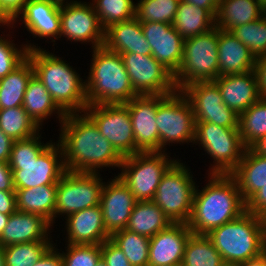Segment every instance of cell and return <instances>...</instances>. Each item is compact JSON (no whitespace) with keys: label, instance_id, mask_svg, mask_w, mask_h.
<instances>
[{"label":"cell","instance_id":"6da1fadb","mask_svg":"<svg viewBox=\"0 0 266 266\" xmlns=\"http://www.w3.org/2000/svg\"><path fill=\"white\" fill-rule=\"evenodd\" d=\"M60 127L57 142L63 151L66 171L100 173L109 166L120 169L123 157L85 112L66 114Z\"/></svg>","mask_w":266,"mask_h":266},{"label":"cell","instance_id":"7a4b0ae2","mask_svg":"<svg viewBox=\"0 0 266 266\" xmlns=\"http://www.w3.org/2000/svg\"><path fill=\"white\" fill-rule=\"evenodd\" d=\"M207 175L208 183L201 190L196 186L192 213L187 223L196 235H206L246 211V203L231 175Z\"/></svg>","mask_w":266,"mask_h":266},{"label":"cell","instance_id":"3957f363","mask_svg":"<svg viewBox=\"0 0 266 266\" xmlns=\"http://www.w3.org/2000/svg\"><path fill=\"white\" fill-rule=\"evenodd\" d=\"M40 132L14 141L8 164L14 189H27L58 183L64 174L63 151L59 142H41Z\"/></svg>","mask_w":266,"mask_h":266},{"label":"cell","instance_id":"277c9868","mask_svg":"<svg viewBox=\"0 0 266 266\" xmlns=\"http://www.w3.org/2000/svg\"><path fill=\"white\" fill-rule=\"evenodd\" d=\"M34 76L41 81L56 105L65 113H82L88 106L85 80L63 57L44 50L38 44H25ZM39 47V48H38Z\"/></svg>","mask_w":266,"mask_h":266},{"label":"cell","instance_id":"5b68a950","mask_svg":"<svg viewBox=\"0 0 266 266\" xmlns=\"http://www.w3.org/2000/svg\"><path fill=\"white\" fill-rule=\"evenodd\" d=\"M85 89L88 105L125 104L138 96L132 88L122 56L104 45L92 51Z\"/></svg>","mask_w":266,"mask_h":266},{"label":"cell","instance_id":"8992f818","mask_svg":"<svg viewBox=\"0 0 266 266\" xmlns=\"http://www.w3.org/2000/svg\"><path fill=\"white\" fill-rule=\"evenodd\" d=\"M206 236L225 264L238 265L259 256L265 249L261 218L248 211L212 229Z\"/></svg>","mask_w":266,"mask_h":266},{"label":"cell","instance_id":"52a82bcc","mask_svg":"<svg viewBox=\"0 0 266 266\" xmlns=\"http://www.w3.org/2000/svg\"><path fill=\"white\" fill-rule=\"evenodd\" d=\"M218 35L215 26L206 33L184 39L183 59L173 75L178 91L195 82L218 78Z\"/></svg>","mask_w":266,"mask_h":266},{"label":"cell","instance_id":"ba28073f","mask_svg":"<svg viewBox=\"0 0 266 266\" xmlns=\"http://www.w3.org/2000/svg\"><path fill=\"white\" fill-rule=\"evenodd\" d=\"M190 170L177 159L162 176L152 199L172 223L187 224L190 219L196 189Z\"/></svg>","mask_w":266,"mask_h":266},{"label":"cell","instance_id":"9c48e42d","mask_svg":"<svg viewBox=\"0 0 266 266\" xmlns=\"http://www.w3.org/2000/svg\"><path fill=\"white\" fill-rule=\"evenodd\" d=\"M195 143L213 160L208 174L230 175L246 149L238 128L221 127L210 122H195L193 145Z\"/></svg>","mask_w":266,"mask_h":266},{"label":"cell","instance_id":"30bf717a","mask_svg":"<svg viewBox=\"0 0 266 266\" xmlns=\"http://www.w3.org/2000/svg\"><path fill=\"white\" fill-rule=\"evenodd\" d=\"M167 152L137 153L123 158L117 176L137 201H152L162 176L177 160Z\"/></svg>","mask_w":266,"mask_h":266},{"label":"cell","instance_id":"8fae6325","mask_svg":"<svg viewBox=\"0 0 266 266\" xmlns=\"http://www.w3.org/2000/svg\"><path fill=\"white\" fill-rule=\"evenodd\" d=\"M160 152H166L172 143L189 144L195 138V117L192 106L185 95L176 90L168 94L159 104L156 113ZM189 142V143H188Z\"/></svg>","mask_w":266,"mask_h":266},{"label":"cell","instance_id":"7c38bea8","mask_svg":"<svg viewBox=\"0 0 266 266\" xmlns=\"http://www.w3.org/2000/svg\"><path fill=\"white\" fill-rule=\"evenodd\" d=\"M100 173L65 171L56 191L55 219L98 206L105 181Z\"/></svg>","mask_w":266,"mask_h":266},{"label":"cell","instance_id":"4fadbf2b","mask_svg":"<svg viewBox=\"0 0 266 266\" xmlns=\"http://www.w3.org/2000/svg\"><path fill=\"white\" fill-rule=\"evenodd\" d=\"M84 112L123 158L135 154L133 126L125 104L88 105Z\"/></svg>","mask_w":266,"mask_h":266},{"label":"cell","instance_id":"5bb4252c","mask_svg":"<svg viewBox=\"0 0 266 266\" xmlns=\"http://www.w3.org/2000/svg\"><path fill=\"white\" fill-rule=\"evenodd\" d=\"M132 88L138 95H168L177 88L173 74L152 55L120 54Z\"/></svg>","mask_w":266,"mask_h":266},{"label":"cell","instance_id":"9a60e30c","mask_svg":"<svg viewBox=\"0 0 266 266\" xmlns=\"http://www.w3.org/2000/svg\"><path fill=\"white\" fill-rule=\"evenodd\" d=\"M181 92L192 106L195 122L238 128L239 115L224 104L220 89L214 81L195 82Z\"/></svg>","mask_w":266,"mask_h":266},{"label":"cell","instance_id":"2e32d148","mask_svg":"<svg viewBox=\"0 0 266 266\" xmlns=\"http://www.w3.org/2000/svg\"><path fill=\"white\" fill-rule=\"evenodd\" d=\"M77 2L60 6V38L82 44H91L92 48L103 46L105 30L102 28L92 3Z\"/></svg>","mask_w":266,"mask_h":266},{"label":"cell","instance_id":"e0dca14e","mask_svg":"<svg viewBox=\"0 0 266 266\" xmlns=\"http://www.w3.org/2000/svg\"><path fill=\"white\" fill-rule=\"evenodd\" d=\"M167 95H138L125 103L130 113L135 138V154L160 152L156 124L158 104Z\"/></svg>","mask_w":266,"mask_h":266},{"label":"cell","instance_id":"ac0fdd59","mask_svg":"<svg viewBox=\"0 0 266 266\" xmlns=\"http://www.w3.org/2000/svg\"><path fill=\"white\" fill-rule=\"evenodd\" d=\"M136 202L135 196L118 176L104 183L99 205L110 236L126 228Z\"/></svg>","mask_w":266,"mask_h":266},{"label":"cell","instance_id":"d6986e66","mask_svg":"<svg viewBox=\"0 0 266 266\" xmlns=\"http://www.w3.org/2000/svg\"><path fill=\"white\" fill-rule=\"evenodd\" d=\"M151 55L173 75L178 71L184 49V38L170 23H141Z\"/></svg>","mask_w":266,"mask_h":266},{"label":"cell","instance_id":"ffe728a7","mask_svg":"<svg viewBox=\"0 0 266 266\" xmlns=\"http://www.w3.org/2000/svg\"><path fill=\"white\" fill-rule=\"evenodd\" d=\"M18 19L22 21L27 32L29 31L35 38L53 39L51 42H56L55 40L60 38V6L49 0H29L16 19L6 26L14 28L18 24Z\"/></svg>","mask_w":266,"mask_h":266},{"label":"cell","instance_id":"44dd1931","mask_svg":"<svg viewBox=\"0 0 266 266\" xmlns=\"http://www.w3.org/2000/svg\"><path fill=\"white\" fill-rule=\"evenodd\" d=\"M192 234L185 223H172L158 232L150 238L148 264L181 266L186 243Z\"/></svg>","mask_w":266,"mask_h":266},{"label":"cell","instance_id":"7402d4cb","mask_svg":"<svg viewBox=\"0 0 266 266\" xmlns=\"http://www.w3.org/2000/svg\"><path fill=\"white\" fill-rule=\"evenodd\" d=\"M64 219L67 244L101 245L110 239L100 205L72 213Z\"/></svg>","mask_w":266,"mask_h":266},{"label":"cell","instance_id":"603a6c76","mask_svg":"<svg viewBox=\"0 0 266 266\" xmlns=\"http://www.w3.org/2000/svg\"><path fill=\"white\" fill-rule=\"evenodd\" d=\"M52 224L43 216L17 210L12 213L0 237V245L10 246L34 241H53Z\"/></svg>","mask_w":266,"mask_h":266},{"label":"cell","instance_id":"cb8c5ba5","mask_svg":"<svg viewBox=\"0 0 266 266\" xmlns=\"http://www.w3.org/2000/svg\"><path fill=\"white\" fill-rule=\"evenodd\" d=\"M214 82L220 89L224 104L238 115L261 99L253 70L219 76Z\"/></svg>","mask_w":266,"mask_h":266},{"label":"cell","instance_id":"d4e9b609","mask_svg":"<svg viewBox=\"0 0 266 266\" xmlns=\"http://www.w3.org/2000/svg\"><path fill=\"white\" fill-rule=\"evenodd\" d=\"M256 58L232 32L219 29L218 77L254 70Z\"/></svg>","mask_w":266,"mask_h":266},{"label":"cell","instance_id":"484cf974","mask_svg":"<svg viewBox=\"0 0 266 266\" xmlns=\"http://www.w3.org/2000/svg\"><path fill=\"white\" fill-rule=\"evenodd\" d=\"M103 45L119 54L151 55V48L144 36L141 22L136 17L107 28Z\"/></svg>","mask_w":266,"mask_h":266},{"label":"cell","instance_id":"4316f807","mask_svg":"<svg viewBox=\"0 0 266 266\" xmlns=\"http://www.w3.org/2000/svg\"><path fill=\"white\" fill-rule=\"evenodd\" d=\"M237 182L246 203L266 184V157L246 148L241 161L230 174Z\"/></svg>","mask_w":266,"mask_h":266},{"label":"cell","instance_id":"83f0119b","mask_svg":"<svg viewBox=\"0 0 266 266\" xmlns=\"http://www.w3.org/2000/svg\"><path fill=\"white\" fill-rule=\"evenodd\" d=\"M57 184H47L27 189H15L17 210L43 216L55 226Z\"/></svg>","mask_w":266,"mask_h":266},{"label":"cell","instance_id":"f1b7e54d","mask_svg":"<svg viewBox=\"0 0 266 266\" xmlns=\"http://www.w3.org/2000/svg\"><path fill=\"white\" fill-rule=\"evenodd\" d=\"M23 109L29 114L34 122L42 129L43 122L52 115L58 116L61 123L66 114L56 105L44 84L35 76L31 78L24 94ZM50 116V117H49Z\"/></svg>","mask_w":266,"mask_h":266},{"label":"cell","instance_id":"f546056e","mask_svg":"<svg viewBox=\"0 0 266 266\" xmlns=\"http://www.w3.org/2000/svg\"><path fill=\"white\" fill-rule=\"evenodd\" d=\"M264 9L258 0H221L216 27L231 32L234 28L260 19Z\"/></svg>","mask_w":266,"mask_h":266},{"label":"cell","instance_id":"4dcf8cb0","mask_svg":"<svg viewBox=\"0 0 266 266\" xmlns=\"http://www.w3.org/2000/svg\"><path fill=\"white\" fill-rule=\"evenodd\" d=\"M172 224L153 201H137L125 229L151 238Z\"/></svg>","mask_w":266,"mask_h":266},{"label":"cell","instance_id":"1f68e13d","mask_svg":"<svg viewBox=\"0 0 266 266\" xmlns=\"http://www.w3.org/2000/svg\"><path fill=\"white\" fill-rule=\"evenodd\" d=\"M172 25L184 39H187L214 28L216 17L208 9L181 0Z\"/></svg>","mask_w":266,"mask_h":266},{"label":"cell","instance_id":"d6a6232c","mask_svg":"<svg viewBox=\"0 0 266 266\" xmlns=\"http://www.w3.org/2000/svg\"><path fill=\"white\" fill-rule=\"evenodd\" d=\"M33 76V65L26 58L16 69L0 79V110L22 106L27 85Z\"/></svg>","mask_w":266,"mask_h":266},{"label":"cell","instance_id":"836d02e7","mask_svg":"<svg viewBox=\"0 0 266 266\" xmlns=\"http://www.w3.org/2000/svg\"><path fill=\"white\" fill-rule=\"evenodd\" d=\"M222 256L206 235L192 234L185 246L181 266H225Z\"/></svg>","mask_w":266,"mask_h":266},{"label":"cell","instance_id":"e575fe53","mask_svg":"<svg viewBox=\"0 0 266 266\" xmlns=\"http://www.w3.org/2000/svg\"><path fill=\"white\" fill-rule=\"evenodd\" d=\"M238 130L246 148L266 135V98H261L239 114Z\"/></svg>","mask_w":266,"mask_h":266},{"label":"cell","instance_id":"d590c367","mask_svg":"<svg viewBox=\"0 0 266 266\" xmlns=\"http://www.w3.org/2000/svg\"><path fill=\"white\" fill-rule=\"evenodd\" d=\"M0 129L14 141L33 137L42 130L23 106L1 109Z\"/></svg>","mask_w":266,"mask_h":266},{"label":"cell","instance_id":"8d00e7d4","mask_svg":"<svg viewBox=\"0 0 266 266\" xmlns=\"http://www.w3.org/2000/svg\"><path fill=\"white\" fill-rule=\"evenodd\" d=\"M110 240L123 251L132 266H147L150 238L123 229L113 233Z\"/></svg>","mask_w":266,"mask_h":266},{"label":"cell","instance_id":"74e56055","mask_svg":"<svg viewBox=\"0 0 266 266\" xmlns=\"http://www.w3.org/2000/svg\"><path fill=\"white\" fill-rule=\"evenodd\" d=\"M102 28L135 18L136 4L133 0H92Z\"/></svg>","mask_w":266,"mask_h":266},{"label":"cell","instance_id":"f35d334b","mask_svg":"<svg viewBox=\"0 0 266 266\" xmlns=\"http://www.w3.org/2000/svg\"><path fill=\"white\" fill-rule=\"evenodd\" d=\"M181 0H139L135 17L141 23L160 22L173 24Z\"/></svg>","mask_w":266,"mask_h":266},{"label":"cell","instance_id":"ab89813d","mask_svg":"<svg viewBox=\"0 0 266 266\" xmlns=\"http://www.w3.org/2000/svg\"><path fill=\"white\" fill-rule=\"evenodd\" d=\"M54 241H34L3 247L5 266H32L54 244Z\"/></svg>","mask_w":266,"mask_h":266},{"label":"cell","instance_id":"60d3db41","mask_svg":"<svg viewBox=\"0 0 266 266\" xmlns=\"http://www.w3.org/2000/svg\"><path fill=\"white\" fill-rule=\"evenodd\" d=\"M232 34L246 45L255 58L266 54V16L234 28Z\"/></svg>","mask_w":266,"mask_h":266},{"label":"cell","instance_id":"b9f144b4","mask_svg":"<svg viewBox=\"0 0 266 266\" xmlns=\"http://www.w3.org/2000/svg\"><path fill=\"white\" fill-rule=\"evenodd\" d=\"M65 251L63 266H95L101 258V245L67 244Z\"/></svg>","mask_w":266,"mask_h":266},{"label":"cell","instance_id":"7bdbcfd3","mask_svg":"<svg viewBox=\"0 0 266 266\" xmlns=\"http://www.w3.org/2000/svg\"><path fill=\"white\" fill-rule=\"evenodd\" d=\"M3 36L0 35V79L16 69L27 58L28 52L25 44L18 48L14 40Z\"/></svg>","mask_w":266,"mask_h":266},{"label":"cell","instance_id":"ee69618b","mask_svg":"<svg viewBox=\"0 0 266 266\" xmlns=\"http://www.w3.org/2000/svg\"><path fill=\"white\" fill-rule=\"evenodd\" d=\"M101 257L107 266H132L123 251L110 239L101 244Z\"/></svg>","mask_w":266,"mask_h":266},{"label":"cell","instance_id":"f6af8a7d","mask_svg":"<svg viewBox=\"0 0 266 266\" xmlns=\"http://www.w3.org/2000/svg\"><path fill=\"white\" fill-rule=\"evenodd\" d=\"M29 0H0V21L11 24L23 11Z\"/></svg>","mask_w":266,"mask_h":266},{"label":"cell","instance_id":"bcb514c9","mask_svg":"<svg viewBox=\"0 0 266 266\" xmlns=\"http://www.w3.org/2000/svg\"><path fill=\"white\" fill-rule=\"evenodd\" d=\"M246 211L259 217L266 213V184L246 202Z\"/></svg>","mask_w":266,"mask_h":266},{"label":"cell","instance_id":"7dc6e473","mask_svg":"<svg viewBox=\"0 0 266 266\" xmlns=\"http://www.w3.org/2000/svg\"><path fill=\"white\" fill-rule=\"evenodd\" d=\"M254 73L261 98H266V54L256 58Z\"/></svg>","mask_w":266,"mask_h":266},{"label":"cell","instance_id":"c3c4849f","mask_svg":"<svg viewBox=\"0 0 266 266\" xmlns=\"http://www.w3.org/2000/svg\"><path fill=\"white\" fill-rule=\"evenodd\" d=\"M54 245L58 247L53 244L32 266H63L62 254Z\"/></svg>","mask_w":266,"mask_h":266},{"label":"cell","instance_id":"681fc988","mask_svg":"<svg viewBox=\"0 0 266 266\" xmlns=\"http://www.w3.org/2000/svg\"><path fill=\"white\" fill-rule=\"evenodd\" d=\"M0 190L15 192L13 185L12 170L8 163L0 161Z\"/></svg>","mask_w":266,"mask_h":266},{"label":"cell","instance_id":"f907efd6","mask_svg":"<svg viewBox=\"0 0 266 266\" xmlns=\"http://www.w3.org/2000/svg\"><path fill=\"white\" fill-rule=\"evenodd\" d=\"M17 211L15 192L0 190V213L11 215Z\"/></svg>","mask_w":266,"mask_h":266},{"label":"cell","instance_id":"816d5d0a","mask_svg":"<svg viewBox=\"0 0 266 266\" xmlns=\"http://www.w3.org/2000/svg\"><path fill=\"white\" fill-rule=\"evenodd\" d=\"M14 140L0 129V161L8 163Z\"/></svg>","mask_w":266,"mask_h":266},{"label":"cell","instance_id":"f5cc1de1","mask_svg":"<svg viewBox=\"0 0 266 266\" xmlns=\"http://www.w3.org/2000/svg\"><path fill=\"white\" fill-rule=\"evenodd\" d=\"M185 2L208 9L215 17L220 6L221 0H183Z\"/></svg>","mask_w":266,"mask_h":266},{"label":"cell","instance_id":"db71d44e","mask_svg":"<svg viewBox=\"0 0 266 266\" xmlns=\"http://www.w3.org/2000/svg\"><path fill=\"white\" fill-rule=\"evenodd\" d=\"M239 266H266V248L257 257L238 264Z\"/></svg>","mask_w":266,"mask_h":266},{"label":"cell","instance_id":"11a10c76","mask_svg":"<svg viewBox=\"0 0 266 266\" xmlns=\"http://www.w3.org/2000/svg\"><path fill=\"white\" fill-rule=\"evenodd\" d=\"M250 148L254 152L266 157V135L259 138L255 143L250 146Z\"/></svg>","mask_w":266,"mask_h":266},{"label":"cell","instance_id":"9f6ffc18","mask_svg":"<svg viewBox=\"0 0 266 266\" xmlns=\"http://www.w3.org/2000/svg\"><path fill=\"white\" fill-rule=\"evenodd\" d=\"M9 217H10V215L0 213V237L3 233L4 228L7 225V221L9 219Z\"/></svg>","mask_w":266,"mask_h":266},{"label":"cell","instance_id":"6f0895ef","mask_svg":"<svg viewBox=\"0 0 266 266\" xmlns=\"http://www.w3.org/2000/svg\"><path fill=\"white\" fill-rule=\"evenodd\" d=\"M260 218L262 223L263 243L266 248V213L262 215Z\"/></svg>","mask_w":266,"mask_h":266},{"label":"cell","instance_id":"680465c9","mask_svg":"<svg viewBox=\"0 0 266 266\" xmlns=\"http://www.w3.org/2000/svg\"><path fill=\"white\" fill-rule=\"evenodd\" d=\"M51 1L52 3H55L57 4L58 6H63V5H68V4H72V3H77V2H80L78 0H49ZM66 1V2H65Z\"/></svg>","mask_w":266,"mask_h":266},{"label":"cell","instance_id":"91938a15","mask_svg":"<svg viewBox=\"0 0 266 266\" xmlns=\"http://www.w3.org/2000/svg\"><path fill=\"white\" fill-rule=\"evenodd\" d=\"M0 266H5L3 247L0 245Z\"/></svg>","mask_w":266,"mask_h":266},{"label":"cell","instance_id":"94428289","mask_svg":"<svg viewBox=\"0 0 266 266\" xmlns=\"http://www.w3.org/2000/svg\"><path fill=\"white\" fill-rule=\"evenodd\" d=\"M95 266H107L106 262L103 260V258L101 257L98 262L96 263Z\"/></svg>","mask_w":266,"mask_h":266},{"label":"cell","instance_id":"6125c7cd","mask_svg":"<svg viewBox=\"0 0 266 266\" xmlns=\"http://www.w3.org/2000/svg\"><path fill=\"white\" fill-rule=\"evenodd\" d=\"M258 2L263 9L266 8V0H258Z\"/></svg>","mask_w":266,"mask_h":266},{"label":"cell","instance_id":"be15d7a7","mask_svg":"<svg viewBox=\"0 0 266 266\" xmlns=\"http://www.w3.org/2000/svg\"><path fill=\"white\" fill-rule=\"evenodd\" d=\"M147 266H173V265H151V264H148Z\"/></svg>","mask_w":266,"mask_h":266},{"label":"cell","instance_id":"e7e4bbea","mask_svg":"<svg viewBox=\"0 0 266 266\" xmlns=\"http://www.w3.org/2000/svg\"><path fill=\"white\" fill-rule=\"evenodd\" d=\"M4 27V28H6L5 26H6V24H3L1 21H0V27Z\"/></svg>","mask_w":266,"mask_h":266},{"label":"cell","instance_id":"03108f58","mask_svg":"<svg viewBox=\"0 0 266 266\" xmlns=\"http://www.w3.org/2000/svg\"><path fill=\"white\" fill-rule=\"evenodd\" d=\"M225 266H239V265H235V264H226Z\"/></svg>","mask_w":266,"mask_h":266}]
</instances>
